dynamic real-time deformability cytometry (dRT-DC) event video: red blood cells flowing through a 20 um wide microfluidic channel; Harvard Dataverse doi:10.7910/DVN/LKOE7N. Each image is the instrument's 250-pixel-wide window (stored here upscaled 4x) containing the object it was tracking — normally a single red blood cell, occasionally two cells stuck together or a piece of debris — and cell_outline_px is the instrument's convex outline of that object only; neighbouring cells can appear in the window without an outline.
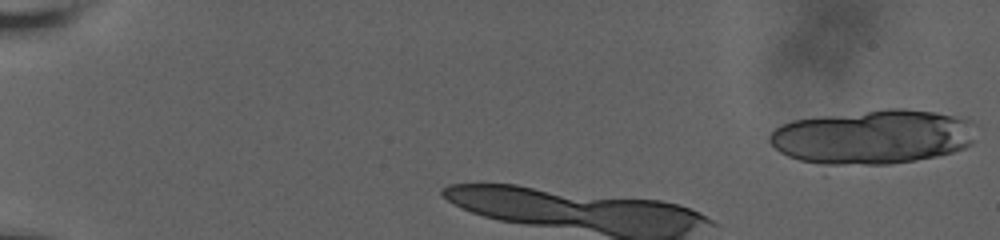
{"species": "human", "species_latin": "Homo sapiens", "temperature_condition": "room temperature", "stored_images_in_passage": 7, "camera_frame_rate_fps": 3000, "um_per_image_px": 0.085, "donor": {"sex": "male"}, "frame": {"image": 1, "passage_image": 1, "time_ms": 0.0, "image_size_px": [1000, 240], "cell_outline_px": [[972, 144], [964, 148], [952, 152], [936, 156], [916, 160], [888, 164], [828, 164], [800, 160], [788, 156], [780, 152], [768, 140], [768, 136], [780, 124], [792, 120], [820, 116], [888, 108], [904, 108], [968, 116], [972, 120]], "centroid_in_image_um": [74.22, 11.61], "position_along_channel_um": 10.8, "area_um2": 65.55}}